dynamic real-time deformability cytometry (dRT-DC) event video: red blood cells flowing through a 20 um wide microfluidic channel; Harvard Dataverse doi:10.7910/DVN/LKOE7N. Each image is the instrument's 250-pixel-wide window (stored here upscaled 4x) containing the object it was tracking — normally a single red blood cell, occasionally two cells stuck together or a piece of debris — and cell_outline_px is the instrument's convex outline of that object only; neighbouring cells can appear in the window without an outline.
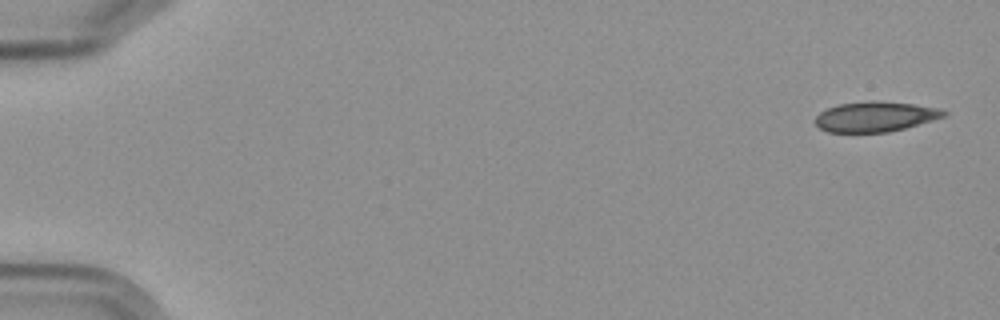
{"species": "Egyptian fruit bat (a non-hibernating species)", "species_latin": "Rousettus aegyptiacus", "temperature_condition": "cold", "stored_images_in_passage": 4, "camera_frame_rate_fps": 3000, "um_per_image_px": 0.085, "frame": {"image": 1, "passage_image": 1, "time_ms": 0.0, "image_size_px": [1000, 320], "cell_outline_px": [[948, 116], [904, 128], [888, 132], [828, 132], [820, 128], [812, 120], [820, 112], [836, 104], [868, 100], [876, 100], [912, 104], [940, 108], [948, 112]], "centroid_in_image_um": [74.39, 9.9], "position_along_channel_um": 10.6, "area_um2": 22.83}}